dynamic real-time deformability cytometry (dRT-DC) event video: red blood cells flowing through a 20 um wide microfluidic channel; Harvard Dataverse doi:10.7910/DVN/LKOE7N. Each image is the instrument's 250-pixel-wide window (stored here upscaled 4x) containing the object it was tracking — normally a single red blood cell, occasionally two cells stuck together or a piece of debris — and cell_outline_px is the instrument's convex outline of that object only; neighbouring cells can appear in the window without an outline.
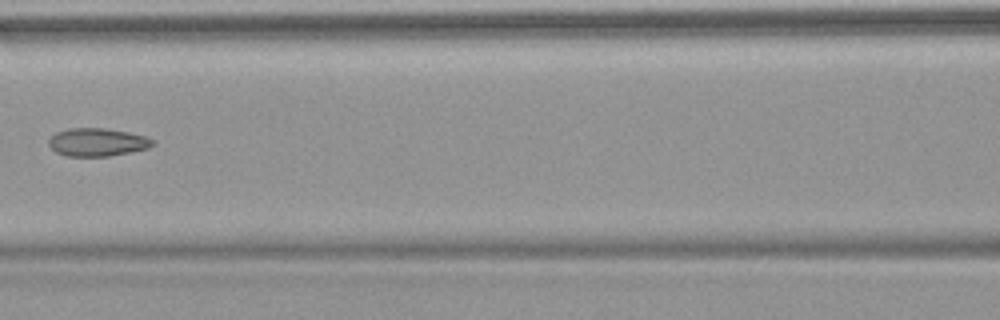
{"species": "common noctule bat (a hibernating species)", "species_latin": "Nyctalus noctula", "temperature_condition": "warm", "stored_images_in_passage": 4, "camera_frame_rate_fps": 3000, "um_per_image_px": 0.085, "animal": {"sex": "female", "body_mass_g": 18.4}, "frame": {"image": 1, "passage_image": 3, "time_ms": 2.333, "image_size_px": [1000, 320], "cell_outline_px": [[156, 144], [148, 148], [108, 156], [68, 156], [56, 152], [48, 144], [48, 140], [56, 132], [68, 128], [104, 128], [128, 132], [144, 136], [152, 140]], "centroid_in_image_um": [8.25, 12.08], "position_along_channel_um": 158.4, "area_um2": 16.82}}
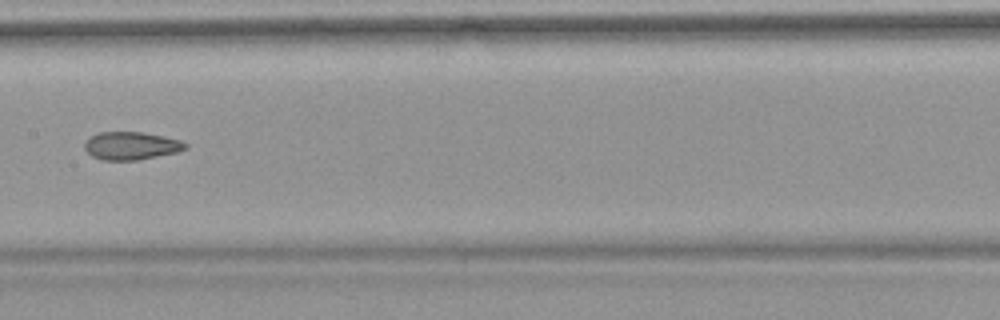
{"frame": {"image": 2, "passage_image": 4, "time_ms": 3.333, "image_size_px": [1000, 320], "cell_outline_px": [[188, 148], [176, 152], [136, 160], [104, 160], [92, 156], [84, 148], [84, 144], [92, 136], [100, 132], [140, 132], [180, 140], [188, 144]], "centroid_in_image_um": [11.15, 12.39], "position_along_channel_um": 196.3, "area_um2": 16.07}}